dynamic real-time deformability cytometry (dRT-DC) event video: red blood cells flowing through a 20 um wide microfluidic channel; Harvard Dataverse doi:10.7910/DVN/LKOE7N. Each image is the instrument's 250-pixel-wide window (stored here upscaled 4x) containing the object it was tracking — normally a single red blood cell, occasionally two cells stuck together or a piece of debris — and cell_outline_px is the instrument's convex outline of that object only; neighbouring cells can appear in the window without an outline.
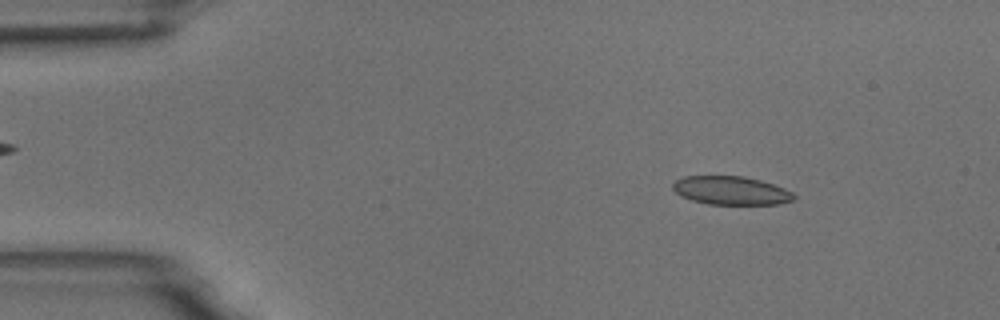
{"species": "common noctule bat (a hibernating species)", "species_latin": "Nyctalus noctula", "temperature_condition": "room temperature", "stored_images_in_passage": 5, "camera_frame_rate_fps": 3000, "um_per_image_px": 0.085, "animal": {"sex": "male", "body_mass_g": 18.8}, "frame": {"image": 1, "passage_image": 2, "time_ms": 1.0, "image_size_px": [1000, 320], "cell_outline_px": [[796, 196], [792, 200], [780, 204], [708, 204], [692, 200], [680, 196], [672, 188], [672, 184], [676, 180], [684, 176], [744, 176], [760, 180], [784, 188], [792, 192]], "centroid_in_image_um": [62.12, 16.19], "position_along_channel_um": 22.9, "area_um2": 20.06}}
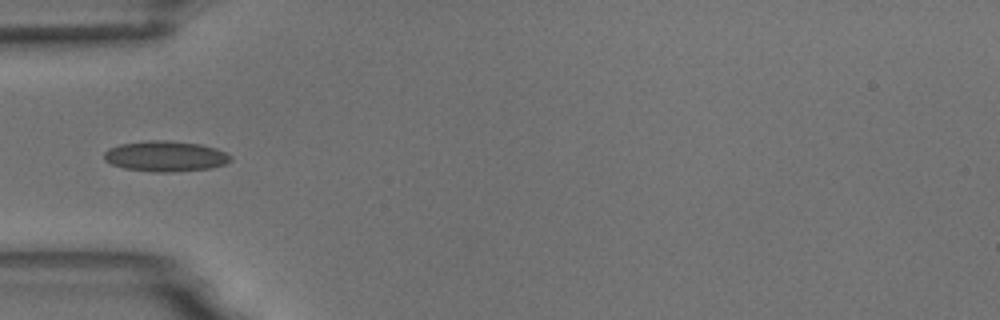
{"frame": {"image": 2, "passage_image": 5, "time_ms": 4.333, "image_size_px": [1000, 320], "cell_outline_px": [[232, 160], [224, 164], [212, 168], [172, 172], [152, 172], [124, 168], [112, 164], [104, 160], [104, 152], [108, 148], [120, 144], [152, 140], [164, 140], [200, 144], [216, 148], [232, 156]], "centroid_in_image_um": [14.06, 13.28], "position_along_channel_um": 70.9, "area_um2": 22.54}}